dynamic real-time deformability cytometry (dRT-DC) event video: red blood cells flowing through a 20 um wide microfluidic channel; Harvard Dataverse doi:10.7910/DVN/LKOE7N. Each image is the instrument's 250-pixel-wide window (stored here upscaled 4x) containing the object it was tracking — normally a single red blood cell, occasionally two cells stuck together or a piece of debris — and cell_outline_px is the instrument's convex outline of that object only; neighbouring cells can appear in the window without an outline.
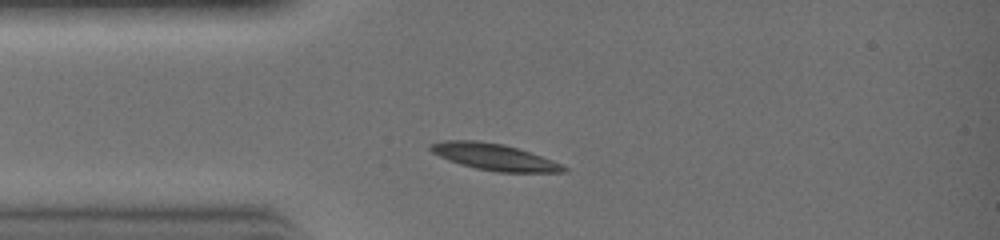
{"species": "common noctule bat (a hibernating species)", "species_latin": "Nyctalus noctula", "temperature_condition": "warm", "stored_images_in_passage": 6, "camera_frame_rate_fps": 3000, "um_per_image_px": 0.085, "animal": {"sex": "female", "body_mass_g": 19.0, "forearm_length_mm": 51.5}, "frame": {"image": 1, "passage_image": 2, "time_ms": 0.333, "image_size_px": [1000, 240], "cell_outline_px": [[568, 172], [496, 172], [476, 168], [460, 164], [448, 160], [432, 152], [428, 148], [428, 144], [444, 140], [476, 140], [504, 144], [564, 164], [568, 168]], "centroid_in_image_um": [42.0, 13.34], "position_along_channel_um": 43.0, "area_um2": 20.58}}